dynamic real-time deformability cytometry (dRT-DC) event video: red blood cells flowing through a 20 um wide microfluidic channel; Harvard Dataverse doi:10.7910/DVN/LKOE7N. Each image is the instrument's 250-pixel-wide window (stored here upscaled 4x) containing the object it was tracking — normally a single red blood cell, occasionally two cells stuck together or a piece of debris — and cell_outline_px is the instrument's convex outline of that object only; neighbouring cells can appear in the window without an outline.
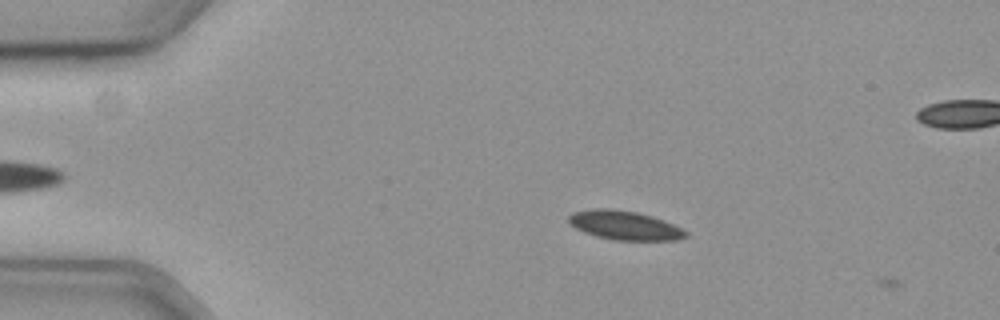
{"species": "common noctule bat (a hibernating species)", "species_latin": "Nyctalus noctula", "temperature_condition": "cold", "stored_images_in_passage": 5, "camera_frame_rate_fps": 3000, "um_per_image_px": 0.085, "animal": {"sex": "female", "body_mass_g": 19.3, "forearm_length_mm": 54.1}, "frame": {"image": 1, "passage_image": 4, "time_ms": 1.0, "image_size_px": [1000, 320], "cell_outline_px": [[688, 236], [676, 240], [612, 240], [596, 236], [584, 232], [576, 228], [568, 220], [568, 216], [572, 212], [596, 208], [604, 208], [636, 212], [652, 216], [664, 220], [688, 232]], "centroid_in_image_um": [53.09, 19.16], "position_along_channel_um": 31.9, "area_um2": 19.65}}